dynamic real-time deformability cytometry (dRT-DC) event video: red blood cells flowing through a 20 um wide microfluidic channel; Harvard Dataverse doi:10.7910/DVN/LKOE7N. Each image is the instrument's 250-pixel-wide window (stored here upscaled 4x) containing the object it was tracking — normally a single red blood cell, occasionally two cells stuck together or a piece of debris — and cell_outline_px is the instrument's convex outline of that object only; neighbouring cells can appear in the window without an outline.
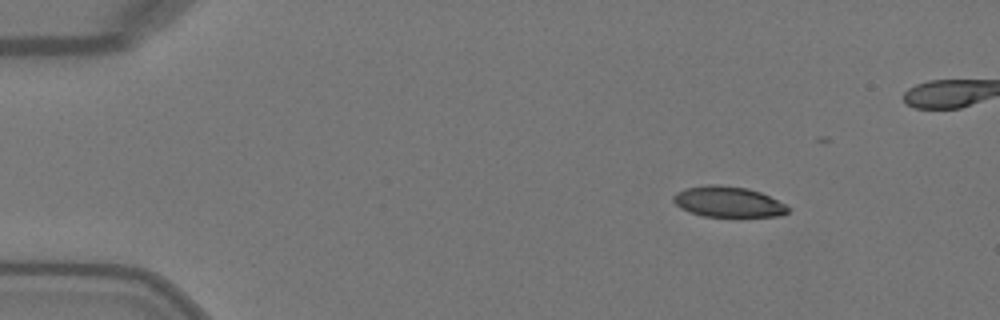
{"species": "Egyptian fruit bat (a non-hibernating species)", "species_latin": "Rousettus aegyptiacus", "temperature_condition": "warm", "stored_images_in_passage": 16, "camera_frame_rate_fps": 3000, "um_per_image_px": 0.085, "animal": {"sex": "female"}, "frame": {"image": 1, "passage_image": 1, "time_ms": 0.0, "image_size_px": [1000, 320], "cell_outline_px": [[792, 208], [788, 212], [780, 216], [704, 216], [680, 208], [672, 200], [672, 196], [676, 192], [684, 188], [708, 184], [716, 184], [748, 188], [760, 192]], "centroid_in_image_um": [61.87, 17.14], "position_along_channel_um": 23.1, "area_um2": 20.4}}
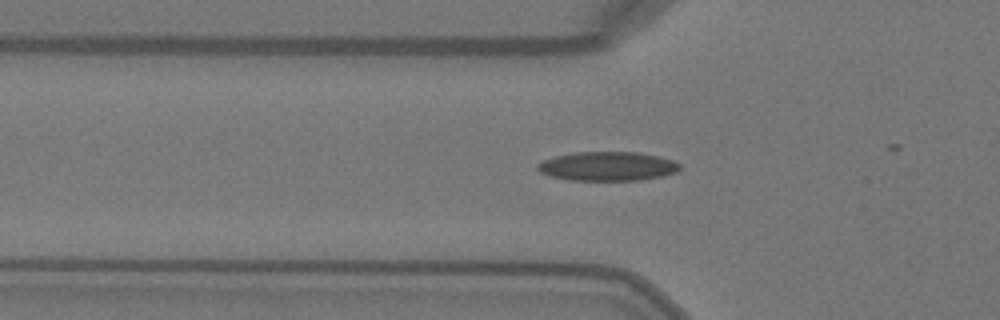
{"frame": {"image": 2, "passage_image": 11, "time_ms": 3.333, "image_size_px": [1000, 320], "cell_outline_px": [[680, 168], [676, 172], [660, 176], [640, 180], [568, 180], [552, 176], [540, 172], [536, 168], [536, 164], [544, 160], [556, 156], [576, 152], [636, 152], [656, 156], [672, 160], [680, 164]], "centroid_in_image_um": [51.61, 14.13], "position_along_channel_um": 74.2, "area_um2": 23.87}}
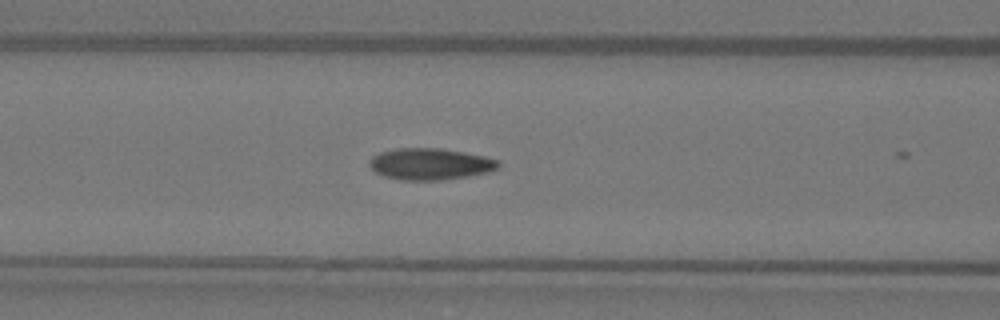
{"frame": {"image": 3, "passage_image": 15, "time_ms": 4.667, "image_size_px": [1000, 320], "cell_outline_px": [[500, 168], [488, 172], [468, 176], [440, 180], [404, 180], [384, 176], [376, 172], [368, 164], [368, 160], [372, 156], [380, 152], [396, 148], [440, 148], [464, 152], [484, 156], [500, 160]], "centroid_in_image_um": [36.58, 13.93], "position_along_channel_um": 130.0, "area_um2": 23.81}}